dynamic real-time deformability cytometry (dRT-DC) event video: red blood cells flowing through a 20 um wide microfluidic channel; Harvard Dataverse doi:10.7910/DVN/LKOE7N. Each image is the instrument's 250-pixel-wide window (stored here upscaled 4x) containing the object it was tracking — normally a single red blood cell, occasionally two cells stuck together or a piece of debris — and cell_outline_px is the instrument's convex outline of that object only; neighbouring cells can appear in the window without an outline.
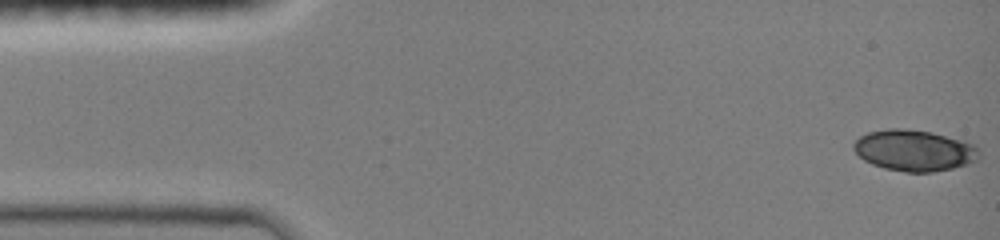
{"species": "common noctule bat (a hibernating species)", "species_latin": "Nyctalus noctula", "temperature_condition": "room temperature", "stored_images_in_passage": 47, "camera_frame_rate_fps": 3000, "um_per_image_px": 0.085, "animal": {"sex": "female", "body_mass_g": 19.0, "forearm_length_mm": 51.5}, "frame": {"image": 1, "passage_image": 1, "time_ms": 0.0, "image_size_px": [1000, 240], "cell_outline_px": [[980, 156], [976, 160], [952, 168], [932, 172], [904, 172], [884, 168], [872, 164], [864, 160], [852, 148], [852, 144], [860, 136], [868, 132], [888, 128], [900, 128], [932, 132], [960, 140], [972, 144], [980, 148]], "centroid_in_image_um": [77.68, 12.78], "position_along_channel_um": 7.3, "area_um2": 30.0}}
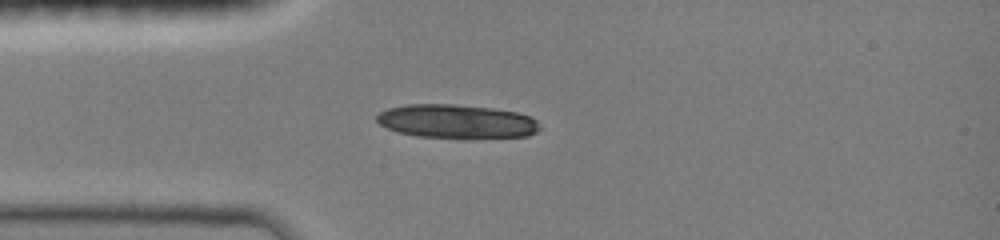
{"frame": {"image": 2, "passage_image": 12, "time_ms": 3.667, "image_size_px": [1000, 240], "cell_outline_px": [[540, 128], [536, 132], [528, 136], [468, 140], [464, 140], [416, 136], [396, 132], [380, 124], [376, 120], [376, 116], [380, 112], [388, 108], [404, 104], [456, 104], [492, 108], [516, 112], [532, 116], [536, 120]], "centroid_in_image_um": [38.83, 10.35], "position_along_channel_um": 46.2, "area_um2": 33.12}}